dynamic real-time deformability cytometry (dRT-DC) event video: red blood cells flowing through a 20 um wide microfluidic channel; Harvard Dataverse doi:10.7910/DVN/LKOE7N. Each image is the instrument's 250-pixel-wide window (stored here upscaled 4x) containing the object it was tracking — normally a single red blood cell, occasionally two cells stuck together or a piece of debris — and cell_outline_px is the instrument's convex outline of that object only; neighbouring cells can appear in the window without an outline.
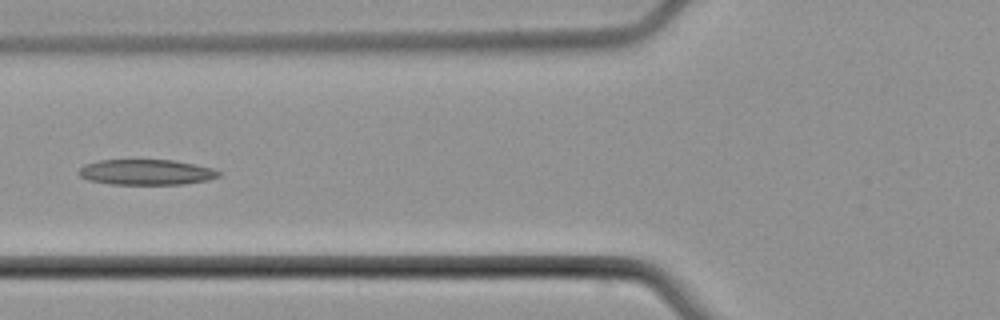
{"species": "common noctule bat (a hibernating species)", "species_latin": "Nyctalus noctula", "temperature_condition": "cold", "stored_images_in_passage": 8, "camera_frame_rate_fps": 3000, "um_per_image_px": 0.085, "animal": {"sex": "male", "body_mass_g": 21.5, "forearm_length_mm": 52.0}, "frame": {"image": 1, "passage_image": 6, "time_ms": 7.333, "image_size_px": [1000, 320], "cell_outline_px": [[220, 176], [208, 180], [180, 184], [112, 184], [88, 180], [80, 176], [76, 172], [84, 164], [100, 160], [172, 160], [212, 168], [220, 172]], "centroid_in_image_um": [12.39, 14.63], "position_along_channel_um": 113.4, "area_um2": 20.63}}
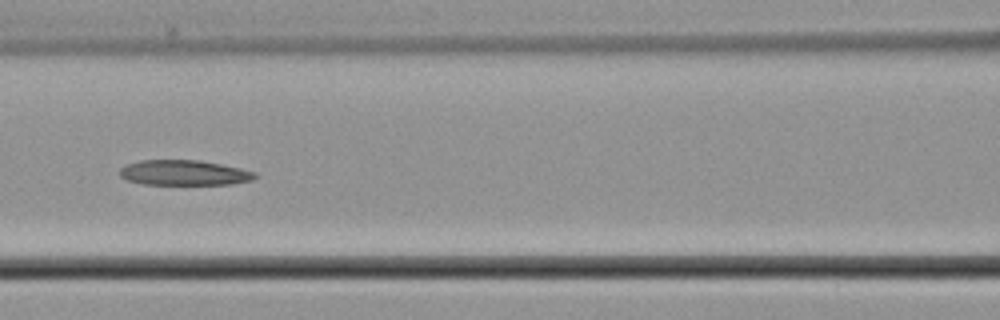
{"frame": {"image": 2, "passage_image": 7, "time_ms": 8.333, "image_size_px": [1000, 320], "cell_outline_px": [[260, 176], [252, 180], [232, 184], [144, 184], [128, 180], [120, 176], [120, 168], [128, 164], [140, 160], [200, 160], [240, 168], [256, 172]], "centroid_in_image_um": [15.69, 14.68], "position_along_channel_um": 150.9, "area_um2": 19.83}}
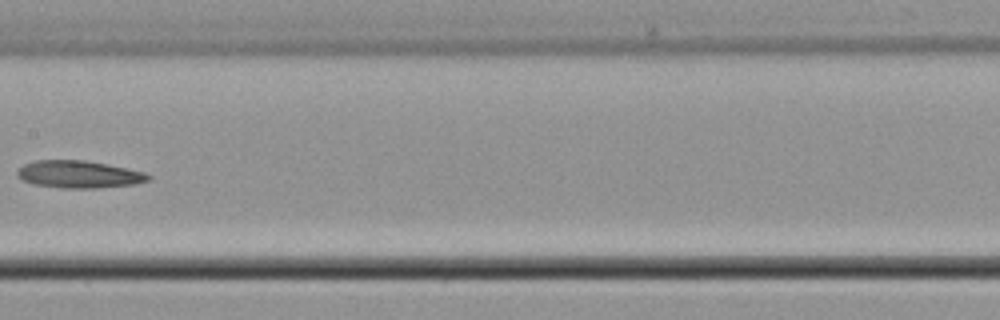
{"frame": {"image": 3, "passage_image": 8, "time_ms": 9.667, "image_size_px": [1000, 320], "cell_outline_px": [[152, 176], [148, 180], [132, 184], [96, 188], [60, 188], [36, 184], [24, 180], [16, 176], [16, 172], [24, 164], [36, 160], [84, 160], [144, 172]], "centroid_in_image_um": [6.67, 14.82], "position_along_channel_um": 200.7, "area_um2": 20.52}}